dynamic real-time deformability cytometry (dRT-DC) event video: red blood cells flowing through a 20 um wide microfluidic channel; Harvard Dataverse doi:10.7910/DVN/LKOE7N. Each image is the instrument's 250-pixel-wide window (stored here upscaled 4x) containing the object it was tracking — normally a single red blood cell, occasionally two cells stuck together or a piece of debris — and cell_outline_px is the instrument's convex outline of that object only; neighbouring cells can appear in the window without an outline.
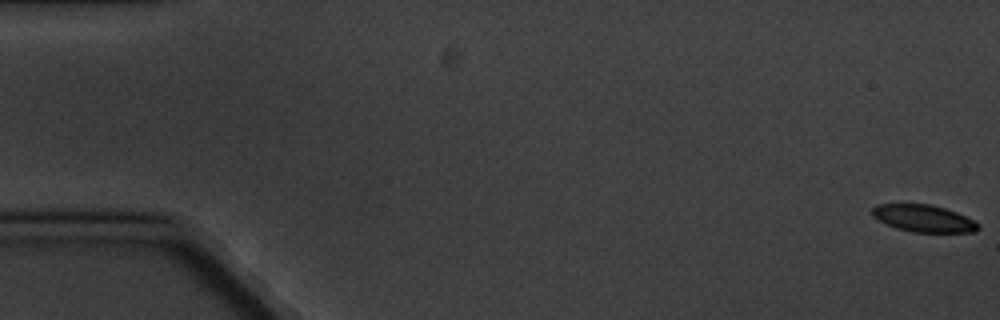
{"species": "common noctule bat (a hibernating species)", "species_latin": "Nyctalus noctula", "temperature_condition": "cold", "stored_images_in_passage": 5, "camera_frame_rate_fps": 3000, "um_per_image_px": 0.085, "animal": {"sex": "male", "body_mass_g": 20.1, "forearm_length_mm": 53.5}, "frame": {"image": 1, "passage_image": 1, "time_ms": 0.0, "image_size_px": [1000, 320], "cell_outline_px": [[980, 228], [976, 232], [912, 232], [896, 228], [872, 216], [872, 208], [876, 204], [928, 204], [944, 208], [956, 212], [980, 224]], "centroid_in_image_um": [78.51, 18.57], "position_along_channel_um": 6.5, "area_um2": 16.59}}
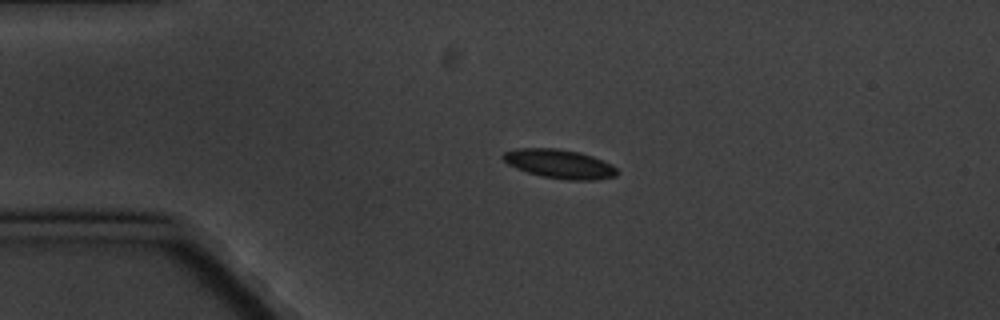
{"frame": {"image": 2, "passage_image": 4, "time_ms": 4.333, "image_size_px": [1000, 320], "cell_outline_px": [[616, 176], [596, 180], [568, 180], [540, 176], [516, 168], [508, 164], [500, 156], [504, 152], [516, 148], [556, 148], [580, 152], [604, 160], [612, 164], [616, 168]], "centroid_in_image_um": [47.55, 13.92], "position_along_channel_um": 37.5, "area_um2": 19.36}}